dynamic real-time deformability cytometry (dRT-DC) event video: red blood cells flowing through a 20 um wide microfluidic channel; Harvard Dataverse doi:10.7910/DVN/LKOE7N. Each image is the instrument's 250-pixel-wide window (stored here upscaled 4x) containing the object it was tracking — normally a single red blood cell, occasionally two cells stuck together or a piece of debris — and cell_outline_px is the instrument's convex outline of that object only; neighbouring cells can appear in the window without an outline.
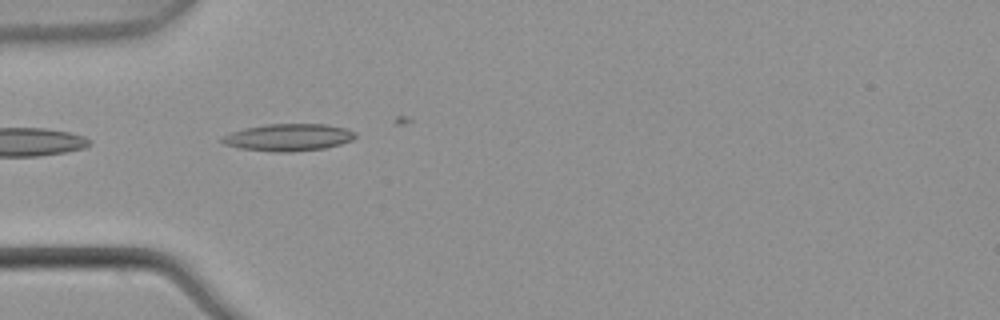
{"species": "common noctule bat (a hibernating species)", "species_latin": "Nyctalus noctula", "temperature_condition": "warm", "stored_images_in_passage": 5, "camera_frame_rate_fps": 3000, "um_per_image_px": 0.085, "animal": {"sex": "male", "body_mass_g": 21.5, "forearm_length_mm": 52.0}, "frame": {"image": 1, "passage_image": 4, "time_ms": 1.0, "image_size_px": [1000, 320], "cell_outline_px": [[356, 136], [352, 140], [340, 144], [324, 148], [292, 152], [272, 152], [240, 148], [224, 144], [220, 140], [224, 136], [232, 132], [244, 128], [268, 124], [328, 124], [348, 128], [356, 132]], "centroid_in_image_um": [24.55, 11.67], "position_along_channel_um": 60.4, "area_um2": 21.15}}